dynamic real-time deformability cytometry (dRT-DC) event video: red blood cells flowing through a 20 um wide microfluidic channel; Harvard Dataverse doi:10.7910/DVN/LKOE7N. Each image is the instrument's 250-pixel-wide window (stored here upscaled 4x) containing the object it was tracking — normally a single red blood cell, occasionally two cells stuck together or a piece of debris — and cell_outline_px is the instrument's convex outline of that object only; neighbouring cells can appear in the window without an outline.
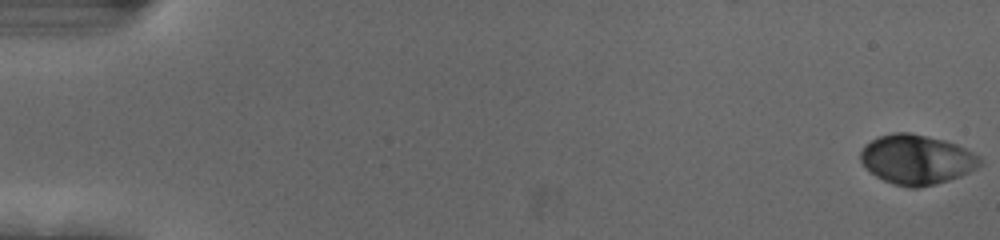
{"species": "human", "species_latin": "Homo sapiens", "temperature_condition": "cold", "stored_images_in_passage": 56, "camera_frame_rate_fps": 3000, "um_per_image_px": 0.085, "donor": {"sex": "female"}, "frame": {"image": 1, "passage_image": 1, "time_ms": 0.0, "image_size_px": [1000, 240], "cell_outline_px": [[984, 164], [960, 176], [936, 184], [920, 188], [908, 188], [892, 184], [876, 176], [860, 160], [860, 152], [864, 144], [880, 136], [892, 132], [908, 132], [944, 140], [956, 144], [980, 156], [984, 160]], "centroid_in_image_um": [77.93, 13.56], "position_along_channel_um": 7.1, "area_um2": 34.62}}
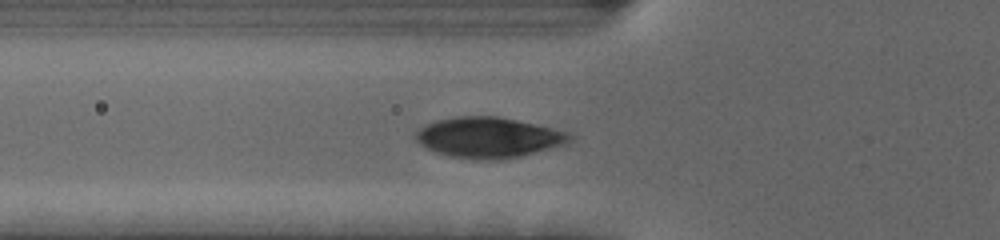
{"frame": {"image": 2, "passage_image": 21, "time_ms": 6.667, "image_size_px": [1000, 240], "cell_outline_px": [[576, 136], [572, 140], [564, 144], [516, 156], [496, 160], [488, 160], [452, 156], [436, 152], [424, 148], [416, 140], [416, 132], [420, 128], [436, 120], [456, 116], [496, 116], [516, 120], [552, 128], [568, 132]], "centroid_in_image_um": [41.5, 11.67], "position_along_channel_um": 84.3, "area_um2": 35.78}}
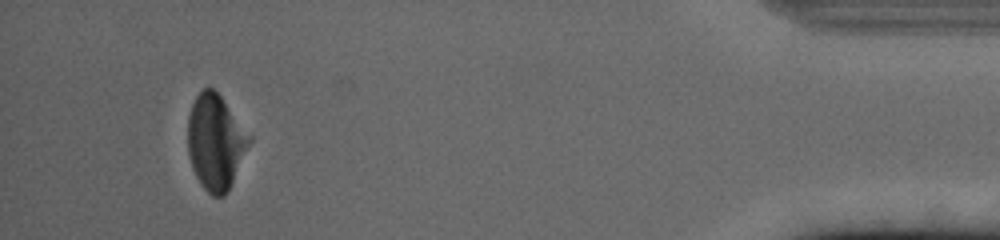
{"frame": {"image": 3, "passage_image": 53, "time_ms": 17.333, "image_size_px": [1000, 240], "cell_outline_px": [[252, 140], [228, 192], [224, 196], [212, 196], [200, 184], [192, 168], [188, 156], [188, 116], [192, 104], [196, 96], [204, 88], [212, 88], [220, 96], [252, 136]], "centroid_in_image_um": [18.32, 12.1], "position_along_channel_um": 416.9, "area_um2": 34.1}, "authors_computed_cell_mechanics": {"area_um2": 35.2869, "velocity_mm_per_s": 3.6867, "shape_relaxation_time_tau1_ms": 2.7353, "shape_relaxation_time_tau2_ms": null, "deformation_change_tau1": 0.1505, "deformation_change_tau2": null}}